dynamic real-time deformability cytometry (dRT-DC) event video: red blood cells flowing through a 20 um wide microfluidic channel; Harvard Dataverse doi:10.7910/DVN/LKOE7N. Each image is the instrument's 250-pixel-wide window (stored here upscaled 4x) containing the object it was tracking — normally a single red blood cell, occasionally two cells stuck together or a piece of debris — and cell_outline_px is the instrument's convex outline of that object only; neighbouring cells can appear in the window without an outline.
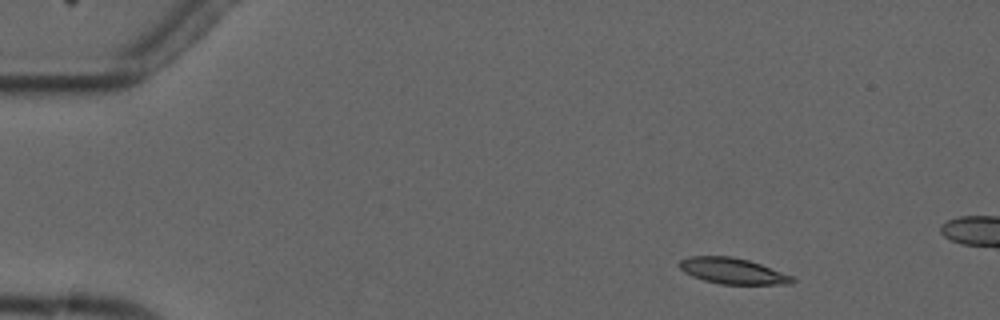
{"species": "common noctule bat (a hibernating species)", "species_latin": "Nyctalus noctula", "temperature_condition": "cold", "stored_images_in_passage": 4, "camera_frame_rate_fps": 3000, "um_per_image_px": 0.085, "animal": {"sex": "male", "forearm_length_mm": 52.5}, "frame": {"image": 1, "passage_image": 1, "time_ms": 0.0, "image_size_px": [1000, 320], "cell_outline_px": [[796, 280], [792, 284], [720, 284], [704, 280], [692, 276], [684, 272], [680, 268], [680, 260], [688, 256], [732, 256], [748, 260], [760, 264], [792, 276]], "centroid_in_image_um": [62.26, 23.03], "position_along_channel_um": 22.7, "area_um2": 16.94}}